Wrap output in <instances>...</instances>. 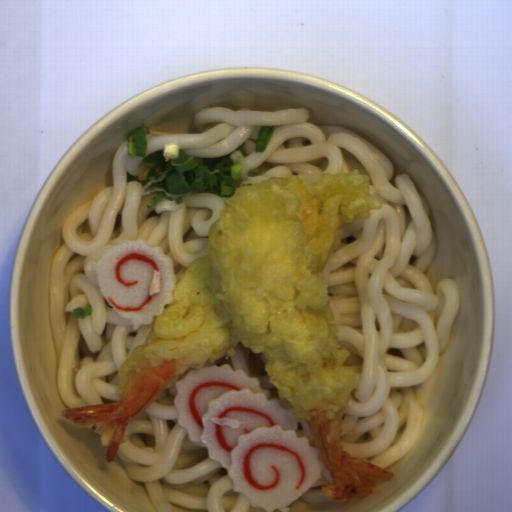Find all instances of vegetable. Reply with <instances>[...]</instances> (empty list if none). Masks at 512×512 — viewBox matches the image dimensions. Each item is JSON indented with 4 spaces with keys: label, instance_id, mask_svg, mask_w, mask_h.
I'll use <instances>...</instances> for the list:
<instances>
[{
    "label": "vegetable",
    "instance_id": "1",
    "mask_svg": "<svg viewBox=\"0 0 512 512\" xmlns=\"http://www.w3.org/2000/svg\"><path fill=\"white\" fill-rule=\"evenodd\" d=\"M149 132L142 124L126 137L128 154L149 164L139 177L128 172L127 184L140 182L142 198L159 192L146 206L157 216L165 211L176 212L194 193L228 198L241 186L240 159L245 157V143L220 158H195L174 144L148 154Z\"/></svg>",
    "mask_w": 512,
    "mask_h": 512
},
{
    "label": "vegetable",
    "instance_id": "2",
    "mask_svg": "<svg viewBox=\"0 0 512 512\" xmlns=\"http://www.w3.org/2000/svg\"><path fill=\"white\" fill-rule=\"evenodd\" d=\"M274 125H262L256 137V152L266 151L274 134Z\"/></svg>",
    "mask_w": 512,
    "mask_h": 512
},
{
    "label": "vegetable",
    "instance_id": "3",
    "mask_svg": "<svg viewBox=\"0 0 512 512\" xmlns=\"http://www.w3.org/2000/svg\"><path fill=\"white\" fill-rule=\"evenodd\" d=\"M92 314V306L89 304L86 307H78L73 310L74 319L83 320Z\"/></svg>",
    "mask_w": 512,
    "mask_h": 512
}]
</instances>
